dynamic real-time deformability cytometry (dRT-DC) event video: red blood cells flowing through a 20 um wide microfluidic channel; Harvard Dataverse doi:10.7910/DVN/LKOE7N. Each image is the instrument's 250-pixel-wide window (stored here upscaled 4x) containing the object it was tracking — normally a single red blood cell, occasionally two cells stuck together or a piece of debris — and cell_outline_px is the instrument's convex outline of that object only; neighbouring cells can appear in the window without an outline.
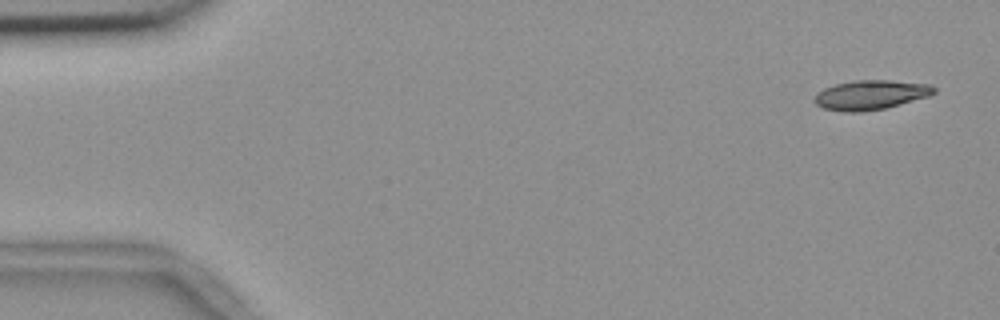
{"species": "common noctule bat (a hibernating species)", "species_latin": "Nyctalus noctula", "temperature_condition": "room temperature", "stored_images_in_passage": 6, "camera_frame_rate_fps": 3000, "um_per_image_px": 0.085, "animal": {"sex": "female", "body_mass_g": 18.4}, "frame": {"image": 1, "passage_image": 1, "time_ms": 0.0, "image_size_px": [1000, 320], "cell_outline_px": [[936, 92], [928, 96], [900, 104], [884, 108], [860, 112], [844, 112], [824, 108], [816, 104], [812, 100], [816, 92], [824, 88], [836, 84], [852, 80], [888, 80], [932, 84], [936, 88]], "centroid_in_image_um": [73.98, 8.06], "position_along_channel_um": 11.0, "area_um2": 20.63}}